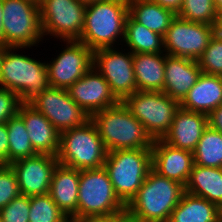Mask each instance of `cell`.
I'll use <instances>...</instances> for the list:
<instances>
[{
    "instance_id": "5",
    "label": "cell",
    "mask_w": 222,
    "mask_h": 222,
    "mask_svg": "<svg viewBox=\"0 0 222 222\" xmlns=\"http://www.w3.org/2000/svg\"><path fill=\"white\" fill-rule=\"evenodd\" d=\"M104 167L115 193L127 205L152 169V148L107 152Z\"/></svg>"
},
{
    "instance_id": "46",
    "label": "cell",
    "mask_w": 222,
    "mask_h": 222,
    "mask_svg": "<svg viewBox=\"0 0 222 222\" xmlns=\"http://www.w3.org/2000/svg\"><path fill=\"white\" fill-rule=\"evenodd\" d=\"M32 1H34V2L39 4L41 0H32Z\"/></svg>"
},
{
    "instance_id": "39",
    "label": "cell",
    "mask_w": 222,
    "mask_h": 222,
    "mask_svg": "<svg viewBox=\"0 0 222 222\" xmlns=\"http://www.w3.org/2000/svg\"><path fill=\"white\" fill-rule=\"evenodd\" d=\"M113 222H144L142 218L133 214L127 208L113 215Z\"/></svg>"
},
{
    "instance_id": "28",
    "label": "cell",
    "mask_w": 222,
    "mask_h": 222,
    "mask_svg": "<svg viewBox=\"0 0 222 222\" xmlns=\"http://www.w3.org/2000/svg\"><path fill=\"white\" fill-rule=\"evenodd\" d=\"M193 157L195 165L222 168V133L208 126L193 151Z\"/></svg>"
},
{
    "instance_id": "24",
    "label": "cell",
    "mask_w": 222,
    "mask_h": 222,
    "mask_svg": "<svg viewBox=\"0 0 222 222\" xmlns=\"http://www.w3.org/2000/svg\"><path fill=\"white\" fill-rule=\"evenodd\" d=\"M222 209L205 198L184 192L168 222H218Z\"/></svg>"
},
{
    "instance_id": "32",
    "label": "cell",
    "mask_w": 222,
    "mask_h": 222,
    "mask_svg": "<svg viewBox=\"0 0 222 222\" xmlns=\"http://www.w3.org/2000/svg\"><path fill=\"white\" fill-rule=\"evenodd\" d=\"M197 61L202 73L222 76V39L214 34Z\"/></svg>"
},
{
    "instance_id": "34",
    "label": "cell",
    "mask_w": 222,
    "mask_h": 222,
    "mask_svg": "<svg viewBox=\"0 0 222 222\" xmlns=\"http://www.w3.org/2000/svg\"><path fill=\"white\" fill-rule=\"evenodd\" d=\"M20 194L17 176L11 165H0V209Z\"/></svg>"
},
{
    "instance_id": "2",
    "label": "cell",
    "mask_w": 222,
    "mask_h": 222,
    "mask_svg": "<svg viewBox=\"0 0 222 222\" xmlns=\"http://www.w3.org/2000/svg\"><path fill=\"white\" fill-rule=\"evenodd\" d=\"M128 0H98L86 5L82 34L77 40L92 51L111 48L119 35L125 37Z\"/></svg>"
},
{
    "instance_id": "7",
    "label": "cell",
    "mask_w": 222,
    "mask_h": 222,
    "mask_svg": "<svg viewBox=\"0 0 222 222\" xmlns=\"http://www.w3.org/2000/svg\"><path fill=\"white\" fill-rule=\"evenodd\" d=\"M124 208L104 166L80 170L77 216L114 215Z\"/></svg>"
},
{
    "instance_id": "23",
    "label": "cell",
    "mask_w": 222,
    "mask_h": 222,
    "mask_svg": "<svg viewBox=\"0 0 222 222\" xmlns=\"http://www.w3.org/2000/svg\"><path fill=\"white\" fill-rule=\"evenodd\" d=\"M135 53L133 68L137 91L163 92L166 54Z\"/></svg>"
},
{
    "instance_id": "11",
    "label": "cell",
    "mask_w": 222,
    "mask_h": 222,
    "mask_svg": "<svg viewBox=\"0 0 222 222\" xmlns=\"http://www.w3.org/2000/svg\"><path fill=\"white\" fill-rule=\"evenodd\" d=\"M214 35V26L176 16L164 35L168 55L198 60Z\"/></svg>"
},
{
    "instance_id": "31",
    "label": "cell",
    "mask_w": 222,
    "mask_h": 222,
    "mask_svg": "<svg viewBox=\"0 0 222 222\" xmlns=\"http://www.w3.org/2000/svg\"><path fill=\"white\" fill-rule=\"evenodd\" d=\"M177 16L195 23L214 26L217 11L213 0H184Z\"/></svg>"
},
{
    "instance_id": "1",
    "label": "cell",
    "mask_w": 222,
    "mask_h": 222,
    "mask_svg": "<svg viewBox=\"0 0 222 222\" xmlns=\"http://www.w3.org/2000/svg\"><path fill=\"white\" fill-rule=\"evenodd\" d=\"M90 119L108 152L151 148L153 145L154 140L123 101L94 113Z\"/></svg>"
},
{
    "instance_id": "19",
    "label": "cell",
    "mask_w": 222,
    "mask_h": 222,
    "mask_svg": "<svg viewBox=\"0 0 222 222\" xmlns=\"http://www.w3.org/2000/svg\"><path fill=\"white\" fill-rule=\"evenodd\" d=\"M207 127L208 115L180 108L162 140L172 147L193 152Z\"/></svg>"
},
{
    "instance_id": "8",
    "label": "cell",
    "mask_w": 222,
    "mask_h": 222,
    "mask_svg": "<svg viewBox=\"0 0 222 222\" xmlns=\"http://www.w3.org/2000/svg\"><path fill=\"white\" fill-rule=\"evenodd\" d=\"M123 103L153 140L163 139L180 109V102L164 92L136 91L127 96Z\"/></svg>"
},
{
    "instance_id": "18",
    "label": "cell",
    "mask_w": 222,
    "mask_h": 222,
    "mask_svg": "<svg viewBox=\"0 0 222 222\" xmlns=\"http://www.w3.org/2000/svg\"><path fill=\"white\" fill-rule=\"evenodd\" d=\"M18 115L25 123L34 150L38 154L57 156L60 132L53 124L28 102H23L20 105Z\"/></svg>"
},
{
    "instance_id": "36",
    "label": "cell",
    "mask_w": 222,
    "mask_h": 222,
    "mask_svg": "<svg viewBox=\"0 0 222 222\" xmlns=\"http://www.w3.org/2000/svg\"><path fill=\"white\" fill-rule=\"evenodd\" d=\"M8 130L6 123L0 124V165L8 164Z\"/></svg>"
},
{
    "instance_id": "22",
    "label": "cell",
    "mask_w": 222,
    "mask_h": 222,
    "mask_svg": "<svg viewBox=\"0 0 222 222\" xmlns=\"http://www.w3.org/2000/svg\"><path fill=\"white\" fill-rule=\"evenodd\" d=\"M79 178L80 170L59 163L52 174L49 194L68 218L77 216Z\"/></svg>"
},
{
    "instance_id": "13",
    "label": "cell",
    "mask_w": 222,
    "mask_h": 222,
    "mask_svg": "<svg viewBox=\"0 0 222 222\" xmlns=\"http://www.w3.org/2000/svg\"><path fill=\"white\" fill-rule=\"evenodd\" d=\"M93 66L96 72L99 69L98 72L107 81L111 92L119 101L137 91L132 52L124 55L112 48L95 50Z\"/></svg>"
},
{
    "instance_id": "21",
    "label": "cell",
    "mask_w": 222,
    "mask_h": 222,
    "mask_svg": "<svg viewBox=\"0 0 222 222\" xmlns=\"http://www.w3.org/2000/svg\"><path fill=\"white\" fill-rule=\"evenodd\" d=\"M222 104V76L201 73L180 102V108L208 115Z\"/></svg>"
},
{
    "instance_id": "9",
    "label": "cell",
    "mask_w": 222,
    "mask_h": 222,
    "mask_svg": "<svg viewBox=\"0 0 222 222\" xmlns=\"http://www.w3.org/2000/svg\"><path fill=\"white\" fill-rule=\"evenodd\" d=\"M3 43L9 47H29L42 35L39 4L32 0H3Z\"/></svg>"
},
{
    "instance_id": "15",
    "label": "cell",
    "mask_w": 222,
    "mask_h": 222,
    "mask_svg": "<svg viewBox=\"0 0 222 222\" xmlns=\"http://www.w3.org/2000/svg\"><path fill=\"white\" fill-rule=\"evenodd\" d=\"M58 164L56 156L50 154H36L12 162L22 195L34 196L48 194L51 178Z\"/></svg>"
},
{
    "instance_id": "35",
    "label": "cell",
    "mask_w": 222,
    "mask_h": 222,
    "mask_svg": "<svg viewBox=\"0 0 222 222\" xmlns=\"http://www.w3.org/2000/svg\"><path fill=\"white\" fill-rule=\"evenodd\" d=\"M22 103L15 92L0 87V124L6 123L10 118L16 116Z\"/></svg>"
},
{
    "instance_id": "42",
    "label": "cell",
    "mask_w": 222,
    "mask_h": 222,
    "mask_svg": "<svg viewBox=\"0 0 222 222\" xmlns=\"http://www.w3.org/2000/svg\"><path fill=\"white\" fill-rule=\"evenodd\" d=\"M3 0H0V42L3 43V21H2V15H3Z\"/></svg>"
},
{
    "instance_id": "44",
    "label": "cell",
    "mask_w": 222,
    "mask_h": 222,
    "mask_svg": "<svg viewBox=\"0 0 222 222\" xmlns=\"http://www.w3.org/2000/svg\"><path fill=\"white\" fill-rule=\"evenodd\" d=\"M213 3H214L217 13H221L222 12V0H213Z\"/></svg>"
},
{
    "instance_id": "3",
    "label": "cell",
    "mask_w": 222,
    "mask_h": 222,
    "mask_svg": "<svg viewBox=\"0 0 222 222\" xmlns=\"http://www.w3.org/2000/svg\"><path fill=\"white\" fill-rule=\"evenodd\" d=\"M184 192L182 184L151 169L126 208L144 222H168Z\"/></svg>"
},
{
    "instance_id": "20",
    "label": "cell",
    "mask_w": 222,
    "mask_h": 222,
    "mask_svg": "<svg viewBox=\"0 0 222 222\" xmlns=\"http://www.w3.org/2000/svg\"><path fill=\"white\" fill-rule=\"evenodd\" d=\"M201 73L198 61L166 54L163 92L181 102Z\"/></svg>"
},
{
    "instance_id": "17",
    "label": "cell",
    "mask_w": 222,
    "mask_h": 222,
    "mask_svg": "<svg viewBox=\"0 0 222 222\" xmlns=\"http://www.w3.org/2000/svg\"><path fill=\"white\" fill-rule=\"evenodd\" d=\"M152 169L186 186L193 165V152L170 146L162 139L154 140L152 145Z\"/></svg>"
},
{
    "instance_id": "45",
    "label": "cell",
    "mask_w": 222,
    "mask_h": 222,
    "mask_svg": "<svg viewBox=\"0 0 222 222\" xmlns=\"http://www.w3.org/2000/svg\"><path fill=\"white\" fill-rule=\"evenodd\" d=\"M80 1L85 2V3H89V2L98 1V0H80Z\"/></svg>"
},
{
    "instance_id": "40",
    "label": "cell",
    "mask_w": 222,
    "mask_h": 222,
    "mask_svg": "<svg viewBox=\"0 0 222 222\" xmlns=\"http://www.w3.org/2000/svg\"><path fill=\"white\" fill-rule=\"evenodd\" d=\"M163 8L169 9L176 15L179 13L184 0H152Z\"/></svg>"
},
{
    "instance_id": "33",
    "label": "cell",
    "mask_w": 222,
    "mask_h": 222,
    "mask_svg": "<svg viewBox=\"0 0 222 222\" xmlns=\"http://www.w3.org/2000/svg\"><path fill=\"white\" fill-rule=\"evenodd\" d=\"M30 196L20 194L0 209L3 222H29Z\"/></svg>"
},
{
    "instance_id": "6",
    "label": "cell",
    "mask_w": 222,
    "mask_h": 222,
    "mask_svg": "<svg viewBox=\"0 0 222 222\" xmlns=\"http://www.w3.org/2000/svg\"><path fill=\"white\" fill-rule=\"evenodd\" d=\"M9 47L2 61L0 85L15 92L22 102H29L40 92L47 90L48 70L46 63L24 55L14 54Z\"/></svg>"
},
{
    "instance_id": "41",
    "label": "cell",
    "mask_w": 222,
    "mask_h": 222,
    "mask_svg": "<svg viewBox=\"0 0 222 222\" xmlns=\"http://www.w3.org/2000/svg\"><path fill=\"white\" fill-rule=\"evenodd\" d=\"M214 34L222 39V12L217 13L216 23L214 25Z\"/></svg>"
},
{
    "instance_id": "29",
    "label": "cell",
    "mask_w": 222,
    "mask_h": 222,
    "mask_svg": "<svg viewBox=\"0 0 222 222\" xmlns=\"http://www.w3.org/2000/svg\"><path fill=\"white\" fill-rule=\"evenodd\" d=\"M8 130V164L38 154L29 139L23 119L17 114L7 122Z\"/></svg>"
},
{
    "instance_id": "16",
    "label": "cell",
    "mask_w": 222,
    "mask_h": 222,
    "mask_svg": "<svg viewBox=\"0 0 222 222\" xmlns=\"http://www.w3.org/2000/svg\"><path fill=\"white\" fill-rule=\"evenodd\" d=\"M92 66L66 90L69 96L89 115L116 105L119 100L111 92L104 77Z\"/></svg>"
},
{
    "instance_id": "10",
    "label": "cell",
    "mask_w": 222,
    "mask_h": 222,
    "mask_svg": "<svg viewBox=\"0 0 222 222\" xmlns=\"http://www.w3.org/2000/svg\"><path fill=\"white\" fill-rule=\"evenodd\" d=\"M86 5L80 0H41L39 13L42 35L46 32L64 41L78 40L84 26Z\"/></svg>"
},
{
    "instance_id": "25",
    "label": "cell",
    "mask_w": 222,
    "mask_h": 222,
    "mask_svg": "<svg viewBox=\"0 0 222 222\" xmlns=\"http://www.w3.org/2000/svg\"><path fill=\"white\" fill-rule=\"evenodd\" d=\"M185 192L205 198L222 209V168L194 164Z\"/></svg>"
},
{
    "instance_id": "37",
    "label": "cell",
    "mask_w": 222,
    "mask_h": 222,
    "mask_svg": "<svg viewBox=\"0 0 222 222\" xmlns=\"http://www.w3.org/2000/svg\"><path fill=\"white\" fill-rule=\"evenodd\" d=\"M208 126L222 133V104L208 114Z\"/></svg>"
},
{
    "instance_id": "14",
    "label": "cell",
    "mask_w": 222,
    "mask_h": 222,
    "mask_svg": "<svg viewBox=\"0 0 222 222\" xmlns=\"http://www.w3.org/2000/svg\"><path fill=\"white\" fill-rule=\"evenodd\" d=\"M68 46L51 64H46L52 88L67 89L93 66V51L77 40Z\"/></svg>"
},
{
    "instance_id": "38",
    "label": "cell",
    "mask_w": 222,
    "mask_h": 222,
    "mask_svg": "<svg viewBox=\"0 0 222 222\" xmlns=\"http://www.w3.org/2000/svg\"><path fill=\"white\" fill-rule=\"evenodd\" d=\"M67 222H113V215H93L69 217Z\"/></svg>"
},
{
    "instance_id": "27",
    "label": "cell",
    "mask_w": 222,
    "mask_h": 222,
    "mask_svg": "<svg viewBox=\"0 0 222 222\" xmlns=\"http://www.w3.org/2000/svg\"><path fill=\"white\" fill-rule=\"evenodd\" d=\"M132 53H161L164 46L163 36L136 22L129 14L125 21V37L123 39Z\"/></svg>"
},
{
    "instance_id": "12",
    "label": "cell",
    "mask_w": 222,
    "mask_h": 222,
    "mask_svg": "<svg viewBox=\"0 0 222 222\" xmlns=\"http://www.w3.org/2000/svg\"><path fill=\"white\" fill-rule=\"evenodd\" d=\"M61 133L81 126L90 116L69 96L66 89L49 87L28 102Z\"/></svg>"
},
{
    "instance_id": "26",
    "label": "cell",
    "mask_w": 222,
    "mask_h": 222,
    "mask_svg": "<svg viewBox=\"0 0 222 222\" xmlns=\"http://www.w3.org/2000/svg\"><path fill=\"white\" fill-rule=\"evenodd\" d=\"M128 14L136 22L163 37L177 16L152 0H128Z\"/></svg>"
},
{
    "instance_id": "4",
    "label": "cell",
    "mask_w": 222,
    "mask_h": 222,
    "mask_svg": "<svg viewBox=\"0 0 222 222\" xmlns=\"http://www.w3.org/2000/svg\"><path fill=\"white\" fill-rule=\"evenodd\" d=\"M107 152L96 126L90 119L81 126L60 133L56 157L61 165L85 170L103 167Z\"/></svg>"
},
{
    "instance_id": "30",
    "label": "cell",
    "mask_w": 222,
    "mask_h": 222,
    "mask_svg": "<svg viewBox=\"0 0 222 222\" xmlns=\"http://www.w3.org/2000/svg\"><path fill=\"white\" fill-rule=\"evenodd\" d=\"M67 219L49 193L30 196L29 222H67Z\"/></svg>"
},
{
    "instance_id": "43",
    "label": "cell",
    "mask_w": 222,
    "mask_h": 222,
    "mask_svg": "<svg viewBox=\"0 0 222 222\" xmlns=\"http://www.w3.org/2000/svg\"><path fill=\"white\" fill-rule=\"evenodd\" d=\"M9 48V46L5 45L4 43L0 42V72L2 67V61L4 59V56L6 54V50Z\"/></svg>"
}]
</instances>
